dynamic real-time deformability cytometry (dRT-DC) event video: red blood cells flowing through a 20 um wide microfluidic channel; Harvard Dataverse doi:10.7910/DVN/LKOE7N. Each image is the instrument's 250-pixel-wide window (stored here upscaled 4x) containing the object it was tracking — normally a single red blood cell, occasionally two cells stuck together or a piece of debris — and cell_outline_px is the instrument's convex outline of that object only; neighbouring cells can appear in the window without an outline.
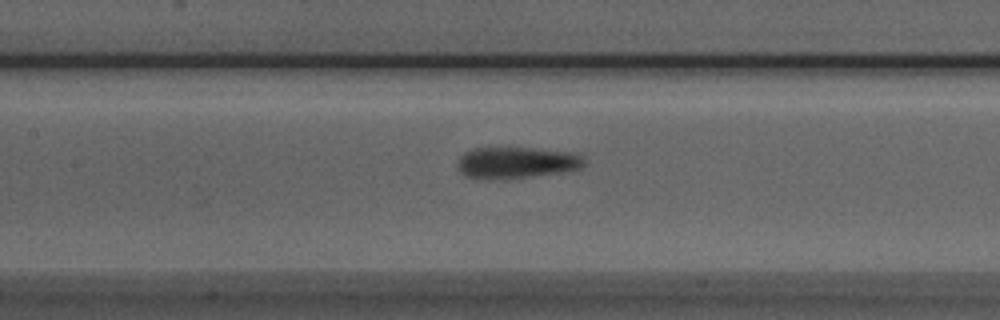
{"species": "Egyptian fruit bat (a non-hibernating species)", "species_latin": "Rousettus aegyptiacus", "temperature_condition": "room temperature", "stored_images_in_passage": 28, "camera_frame_rate_fps": 3000, "um_per_image_px": 0.085, "animal": {"sex": "male"}, "frame": {"image": 1, "passage_image": 9, "time_ms": 2.667, "image_size_px": [1000, 320], "cell_outline_px": [[584, 164], [580, 168], [560, 172], [504, 180], [476, 180], [464, 176], [456, 168], [456, 164], [460, 156], [464, 152], [472, 148], [532, 148], [580, 152], [584, 160]], "centroid_in_image_um": [43.83, 13.84], "position_along_channel_um": 163.6, "area_um2": 23.93}}
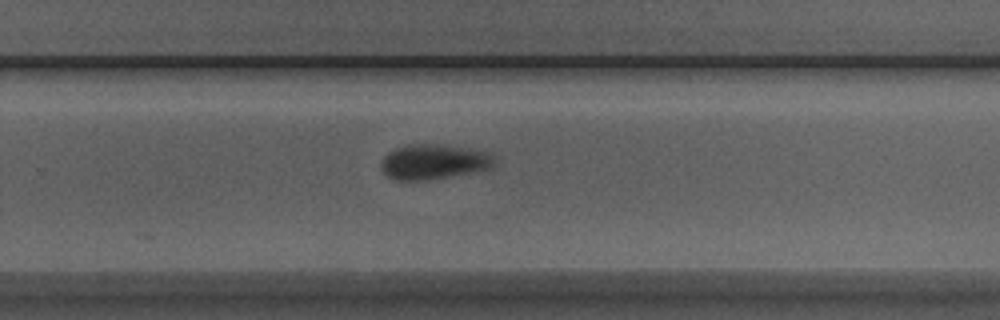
{"frame": {"image": 2, "passage_image": 19, "time_ms": 6.0, "image_size_px": [1000, 320], "cell_outline_px": [[496, 164], [488, 168], [476, 172], [424, 180], [396, 180], [388, 176], [380, 168], [380, 164], [384, 156], [388, 152], [404, 144], [444, 144], [468, 148], [488, 152], [496, 156]], "centroid_in_image_um": [36.88, 13.73], "position_along_channel_um": 292.9, "area_um2": 23.41}}
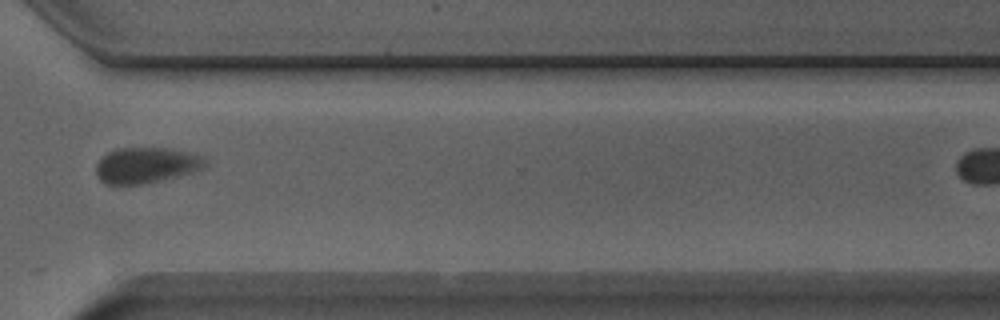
{"frame": {"image": 3, "passage_image": 24, "time_ms": 7.667, "image_size_px": [1000, 320], "cell_outline_px": [[208, 168], [144, 184], [104, 184], [96, 176], [96, 164], [108, 152], [116, 148], [168, 148], [192, 152], [204, 156], [208, 160]], "centroid_in_image_um": [12.49, 14.03], "position_along_channel_um": 358.1, "area_um2": 23.06}}